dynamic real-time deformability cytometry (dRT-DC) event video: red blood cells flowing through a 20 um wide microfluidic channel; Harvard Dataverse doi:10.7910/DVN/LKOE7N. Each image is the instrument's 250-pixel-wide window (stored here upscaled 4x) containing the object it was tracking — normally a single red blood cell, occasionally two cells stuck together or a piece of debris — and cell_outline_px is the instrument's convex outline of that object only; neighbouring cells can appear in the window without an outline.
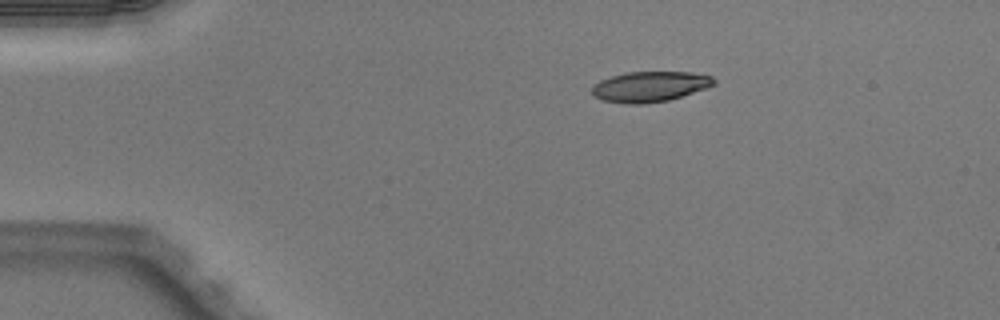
{"species": "Egyptian fruit bat (a non-hibernating species)", "species_latin": "Rousettus aegyptiacus", "temperature_condition": "warm", "stored_images_in_passage": 42, "camera_frame_rate_fps": 3000, "um_per_image_px": 0.085, "animal": {"sex": "male"}, "frame": {"image": 1, "passage_image": 1, "time_ms": 0.0, "image_size_px": [1000, 320], "cell_outline_px": [[716, 84], [708, 88], [668, 100], [644, 104], [624, 104], [604, 100], [592, 96], [592, 88], [600, 80], [624, 72], [692, 72], [712, 76], [716, 80]], "centroid_in_image_um": [55.26, 7.36], "position_along_channel_um": 29.7, "area_um2": 21.73}}
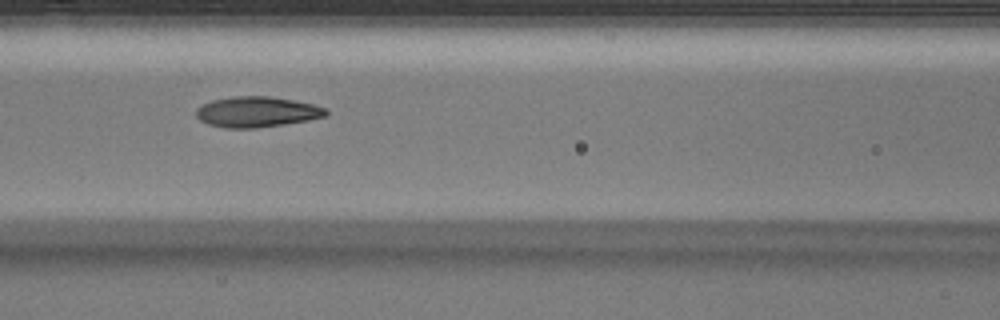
{"frame": {"image": 2, "passage_image": 14, "time_ms": 4.333, "image_size_px": [1000, 320], "cell_outline_px": [[328, 116], [308, 120], [284, 124], [256, 128], [228, 128], [208, 124], [200, 120], [196, 116], [196, 108], [200, 104], [212, 100], [232, 96], [268, 96], [292, 100], [312, 104], [324, 108], [328, 112]], "centroid_in_image_um": [21.8, 9.51], "position_along_channel_um": 144.8, "area_um2": 23.12}}
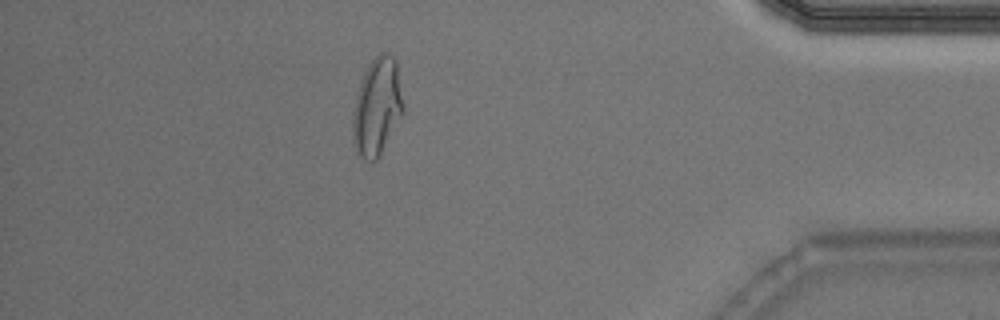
{"frame": {"image": 3, "passage_image": 36, "time_ms": 11.667, "image_size_px": [1000, 320], "cell_outline_px": [[404, 112], [380, 156], [376, 160], [364, 160], [356, 152], [352, 140], [352, 116], [356, 96], [360, 80], [368, 64], [380, 52], [388, 52], [396, 56], [404, 108]], "centroid_in_image_um": [32.05, 9.06], "position_along_channel_um": 403.1, "area_um2": 29.25}, "authors_computed_cell_mechanics": {"area_um2": 23.12, "velocity_mm_per_s": 4.0462, "shape_relaxation_time_tau1_ms": 6.7001, "shape_relaxation_time_tau2_ms": 1.6737, "deformation_change_tau1": 0.2308, "deformation_change_tau2": 0.0821}}